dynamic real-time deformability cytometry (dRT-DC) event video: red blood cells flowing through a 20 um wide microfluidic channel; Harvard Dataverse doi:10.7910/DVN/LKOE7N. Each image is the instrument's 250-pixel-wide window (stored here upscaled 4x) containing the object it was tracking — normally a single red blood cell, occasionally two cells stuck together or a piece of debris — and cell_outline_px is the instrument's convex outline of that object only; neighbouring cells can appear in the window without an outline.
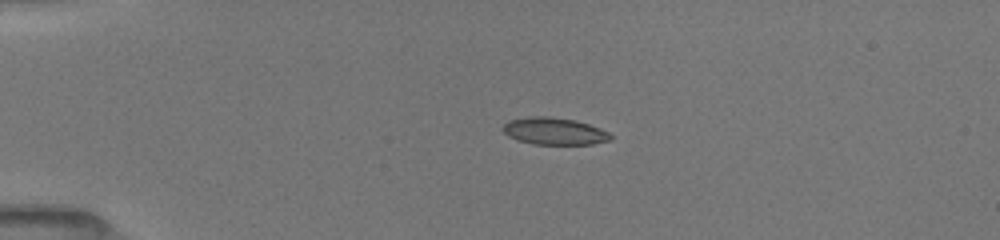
{"species": "common noctule bat (a hibernating species)", "species_latin": "Nyctalus noctula", "temperature_condition": "room temperature", "stored_images_in_passage": 15, "camera_frame_rate_fps": 3000, "um_per_image_px": 0.085, "animal": {"sex": "female", "body_mass_g": 19.5, "forearm_length_mm": 54.1}, "frame": {"image": 1, "passage_image": 11, "time_ms": 4.0, "image_size_px": [1000, 240], "cell_outline_px": [[612, 140], [592, 144], [532, 144], [516, 140], [508, 136], [500, 128], [508, 120], [528, 116], [548, 116], [576, 120], [600, 128], [608, 132], [612, 136]], "centroid_in_image_um": [47.08, 11.14], "position_along_channel_um": 37.9, "area_um2": 17.22}}
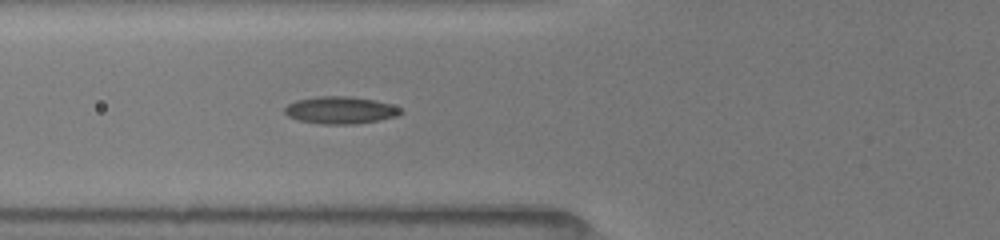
{"frame": {"image": 2, "passage_image": 15, "time_ms": 6.667, "image_size_px": [1000, 240], "cell_outline_px": [[404, 112], [400, 116], [380, 120], [356, 124], [320, 124], [300, 120], [288, 116], [284, 112], [284, 108], [288, 104], [296, 100], [316, 96], [348, 96], [376, 100], [400, 108]], "centroid_in_image_um": [28.95, 9.36], "position_along_channel_um": 96.8, "area_um2": 18.55}}